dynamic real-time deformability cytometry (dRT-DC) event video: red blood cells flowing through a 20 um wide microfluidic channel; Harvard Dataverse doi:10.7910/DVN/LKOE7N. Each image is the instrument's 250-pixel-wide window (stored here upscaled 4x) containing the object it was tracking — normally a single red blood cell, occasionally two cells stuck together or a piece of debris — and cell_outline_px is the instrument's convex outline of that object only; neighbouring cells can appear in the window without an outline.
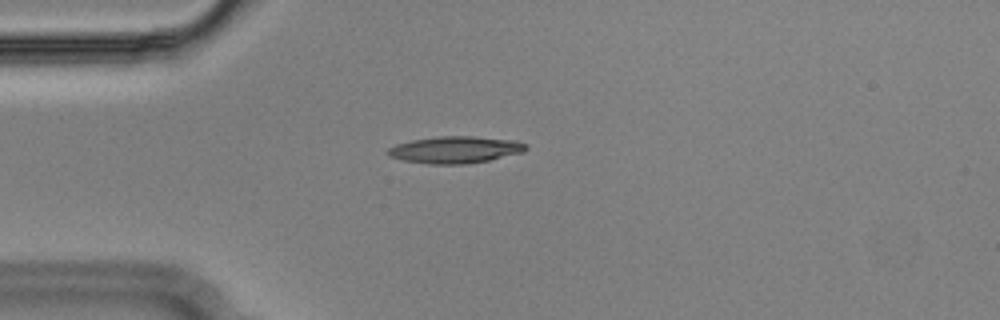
{"species": "Egyptian fruit bat (a non-hibernating species)", "species_latin": "Rousettus aegyptiacus", "temperature_condition": "cold", "stored_images_in_passage": 33, "camera_frame_rate_fps": 3000, "um_per_image_px": 0.085, "animal": {"sex": "male"}, "frame": {"image": 1, "passage_image": 3, "time_ms": 0.667, "image_size_px": [1000, 320], "cell_outline_px": [[528, 148], [524, 152], [488, 160], [468, 164], [428, 164], [404, 160], [388, 156], [384, 152], [388, 148], [396, 144], [412, 140], [440, 136], [472, 136], [516, 140], [528, 144]], "centroid_in_image_um": [38.7, 12.72], "position_along_channel_um": 46.3, "area_um2": 21.79}}
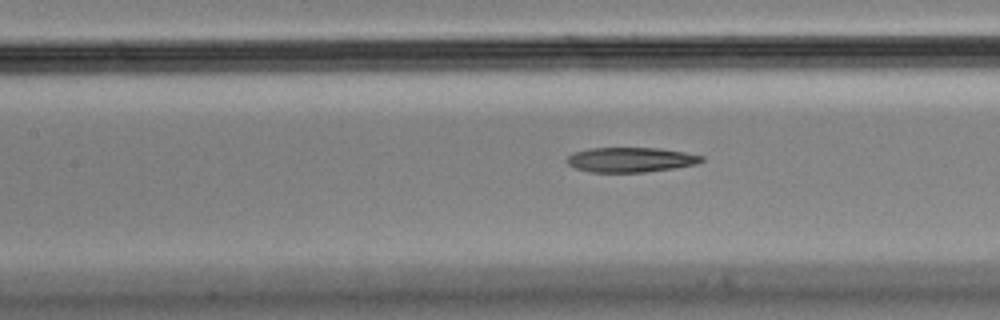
{"frame": {"image": 2, "passage_image": 13, "time_ms": 4.0, "image_size_px": [1000, 320], "cell_outline_px": [[704, 160], [696, 164], [672, 168], [644, 172], [592, 172], [576, 168], [568, 164], [568, 156], [576, 152], [588, 148], [660, 148], [684, 152], [704, 156]], "centroid_in_image_um": [53.63, 13.57], "position_along_channel_um": 153.8, "area_um2": 19.25}}
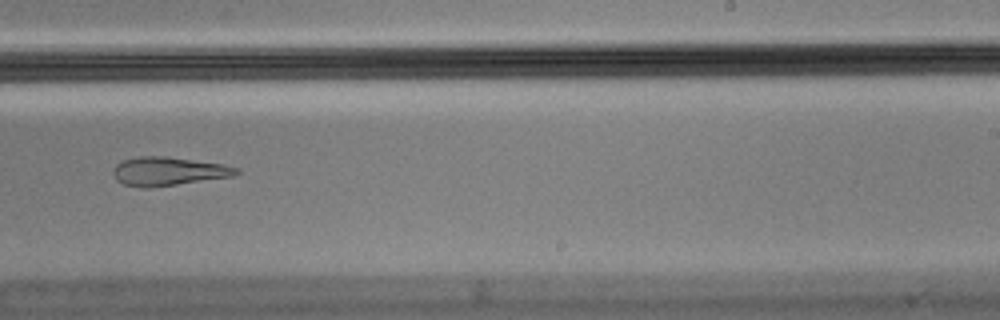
{"frame": {"image": 3, "passage_image": 23, "time_ms": 7.333, "image_size_px": [1000, 320], "cell_outline_px": [[240, 172], [232, 176], [148, 188], [144, 188], [124, 184], [116, 180], [112, 172], [116, 164], [124, 160], [140, 156], [164, 156], [220, 164], [240, 168]], "centroid_in_image_um": [14.27, 14.56], "position_along_channel_um": 274.7, "area_um2": 20.17}, "authors_computed_cell_mechanics": {"area_um2": 20.519, "velocity_mm_per_s": 3.6349, "shape_relaxation_time_tau1_ms": null, "shape_relaxation_time_tau2_ms": 7.943, "deformation_change_tau1": null, "deformation_change_tau2": 0.2213}}